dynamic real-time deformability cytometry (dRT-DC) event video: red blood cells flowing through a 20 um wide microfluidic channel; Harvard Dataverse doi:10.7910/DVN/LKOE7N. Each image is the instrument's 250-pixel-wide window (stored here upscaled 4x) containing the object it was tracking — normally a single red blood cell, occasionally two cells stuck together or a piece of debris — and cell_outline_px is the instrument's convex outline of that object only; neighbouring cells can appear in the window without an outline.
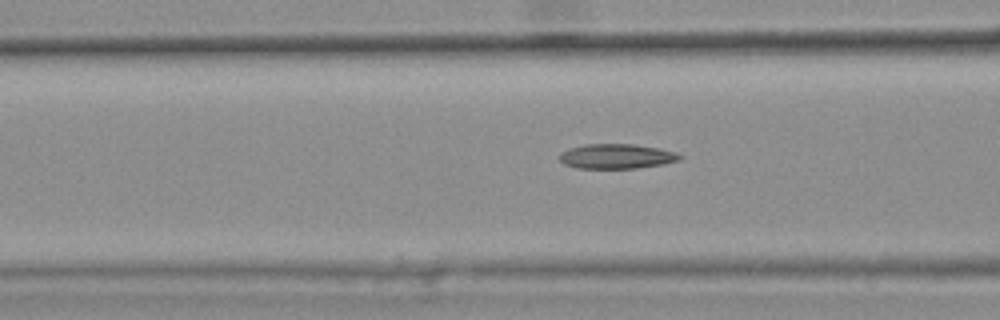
{"species": "common noctule bat (a hibernating species)", "species_latin": "Nyctalus noctula", "temperature_condition": "warm", "stored_images_in_passage": 21, "camera_frame_rate_fps": 3000, "um_per_image_px": 0.085, "animal": {"sex": "female", "body_mass_g": 25.1}, "frame": {"image": 1, "passage_image": 10, "time_ms": 3.0, "image_size_px": [1000, 320], "cell_outline_px": [[684, 156], [680, 160], [664, 164], [636, 168], [576, 168], [564, 164], [560, 160], [560, 152], [568, 148], [584, 144], [632, 144], [660, 148], [676, 152]], "centroid_in_image_um": [52.42, 13.28], "position_along_channel_um": 114.2, "area_um2": 17.51}}